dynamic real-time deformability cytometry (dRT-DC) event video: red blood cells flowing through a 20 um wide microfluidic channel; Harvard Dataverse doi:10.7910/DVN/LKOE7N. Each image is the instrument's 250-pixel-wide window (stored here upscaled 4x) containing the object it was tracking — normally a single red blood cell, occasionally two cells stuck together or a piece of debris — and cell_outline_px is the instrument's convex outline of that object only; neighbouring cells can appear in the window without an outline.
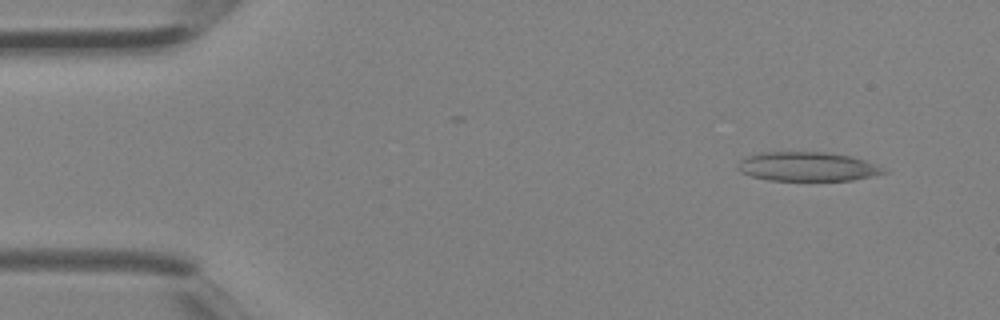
{"species": "Egyptian fruit bat (a non-hibernating species)", "species_latin": "Rousettus aegyptiacus", "temperature_condition": "room temperature", "stored_images_in_passage": 4, "camera_frame_rate_fps": 3000, "um_per_image_px": 0.085, "animal": {"sex": "female"}, "frame": {"image": 1, "passage_image": 2, "time_ms": 0.333, "image_size_px": [1000, 320], "cell_outline_px": [[888, 172], [872, 176], [852, 180], [768, 180], [752, 176], [740, 172], [736, 168], [740, 160], [744, 156], [764, 152], [828, 152], [852, 156], [876, 164]], "centroid_in_image_um": [68.6, 14.15], "position_along_channel_um": 16.4, "area_um2": 24.8}}
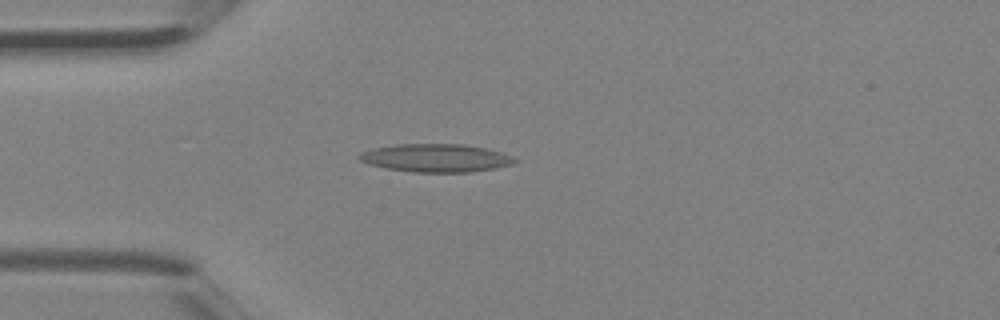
{"frame": {"image": 2, "passage_image": 4, "time_ms": 1.0, "image_size_px": [1000, 320], "cell_outline_px": [[516, 160], [512, 164], [496, 168], [472, 172], [412, 172], [384, 168], [368, 164], [360, 160], [356, 156], [360, 152], [372, 148], [396, 144], [464, 144], [484, 148], [500, 152], [512, 156]], "centroid_in_image_um": [36.99, 13.43], "position_along_channel_um": 48.0, "area_um2": 25.55}}